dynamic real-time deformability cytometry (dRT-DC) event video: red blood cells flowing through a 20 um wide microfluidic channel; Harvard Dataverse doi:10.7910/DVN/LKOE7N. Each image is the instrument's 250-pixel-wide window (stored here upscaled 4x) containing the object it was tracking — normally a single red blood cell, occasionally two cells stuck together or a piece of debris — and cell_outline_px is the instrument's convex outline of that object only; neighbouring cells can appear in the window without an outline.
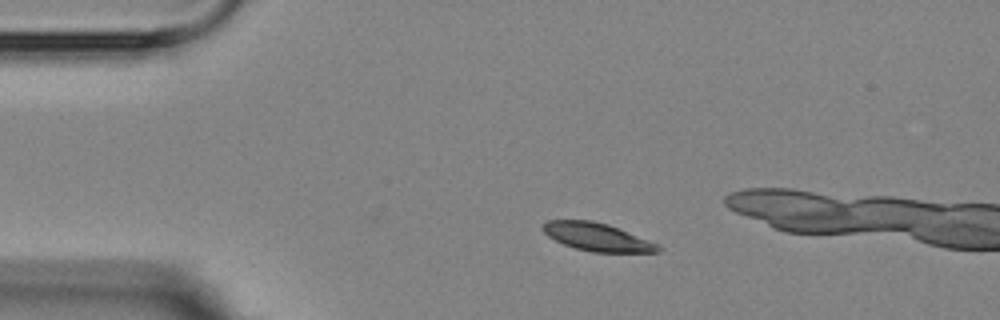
{"species": "Egyptian fruit bat (a non-hibernating species)", "species_latin": "Rousettus aegyptiacus", "temperature_condition": "room temperature", "stored_images_in_passage": 3, "camera_frame_rate_fps": 3000, "um_per_image_px": 0.085, "animal": {"sex": "female"}, "frame": {"image": 1, "passage_image": 1, "time_ms": 0.0, "image_size_px": [1000, 320], "cell_outline_px": [[664, 248], [660, 252], [592, 252], [576, 248], [564, 244], [548, 236], [540, 228], [548, 220], [592, 220], [608, 224], [656, 244]], "centroid_in_image_um": [50.73, 20.14], "position_along_channel_um": 34.3, "area_um2": 18.5}}